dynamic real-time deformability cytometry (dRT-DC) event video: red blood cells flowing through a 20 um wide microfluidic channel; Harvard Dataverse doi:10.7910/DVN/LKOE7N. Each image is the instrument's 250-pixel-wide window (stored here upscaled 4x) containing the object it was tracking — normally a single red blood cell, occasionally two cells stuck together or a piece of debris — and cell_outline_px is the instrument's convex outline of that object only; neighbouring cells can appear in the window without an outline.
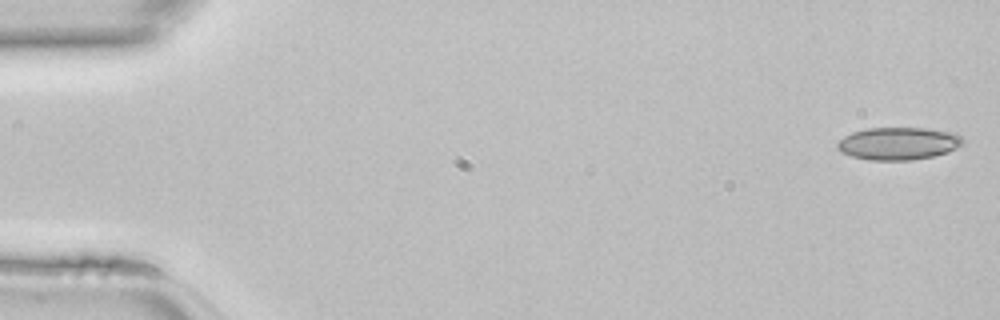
{"species": "common noctule bat (a hibernating species)", "species_latin": "Nyctalus noctula", "temperature_condition": "room temperature", "stored_images_in_passage": 9, "camera_frame_rate_fps": 3000, "um_per_image_px": 0.085, "animal": {"sex": "female", "body_mass_g": 22.7, "forearm_length_mm": 54.2}, "frame": {"image": 1, "passage_image": 1, "time_ms": 0.0, "image_size_px": [1000, 320], "cell_outline_px": [[964, 144], [948, 152], [932, 156], [912, 160], [868, 160], [852, 156], [840, 152], [836, 148], [836, 144], [844, 136], [852, 132], [864, 128], [928, 128], [956, 132], [964, 140]], "centroid_in_image_um": [76.37, 12.19], "position_along_channel_um": 8.6, "area_um2": 24.1}}